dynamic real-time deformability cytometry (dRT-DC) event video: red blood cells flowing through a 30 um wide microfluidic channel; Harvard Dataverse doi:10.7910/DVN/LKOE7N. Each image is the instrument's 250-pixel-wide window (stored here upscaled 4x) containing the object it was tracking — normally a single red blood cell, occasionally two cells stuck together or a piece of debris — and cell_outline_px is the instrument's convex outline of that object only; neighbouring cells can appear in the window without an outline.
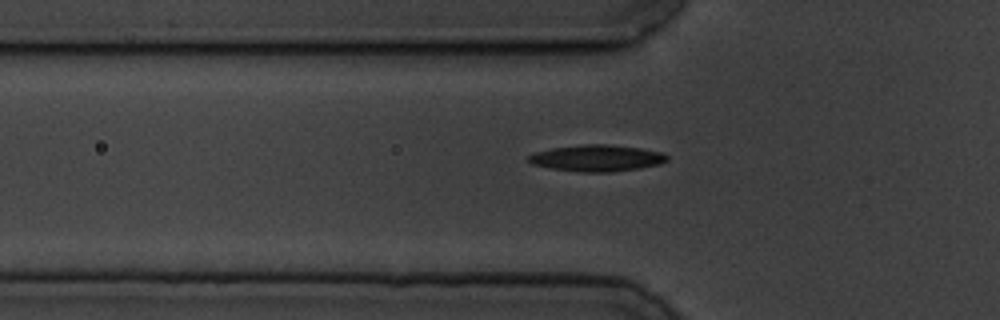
{"species": "common noctule bat (a hibernating species)", "species_latin": "Nyctalus noctula", "temperature_condition": "cold", "stored_images_in_passage": 42, "camera_frame_rate_fps": 3000, "um_per_image_px": 0.085, "animal": {"sex": "male", "body_mass_g": 19.5, "forearm_length_mm": 54.6}, "frame": {"image": 1, "passage_image": 10, "time_ms": 3.0, "image_size_px": [1000, 320], "cell_outline_px": [[668, 160], [660, 164], [640, 168], [612, 172], [580, 172], [552, 168], [532, 164], [528, 160], [528, 156], [536, 152], [552, 148], [584, 144], [608, 144], [640, 148], [664, 152], [668, 156]], "centroid_in_image_um": [50.78, 13.44], "position_along_channel_um": 75.0, "area_um2": 21.39}}
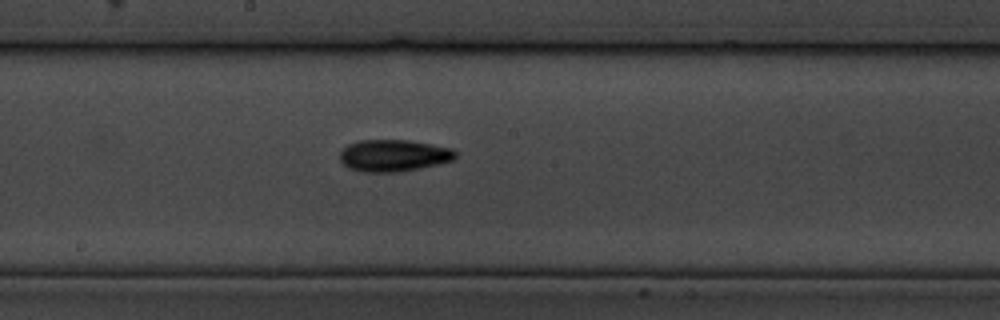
{"frame": {"image": 2, "passage_image": 22, "time_ms": 7.0, "image_size_px": [1000, 320], "cell_outline_px": [[456, 156], [452, 160], [420, 168], [396, 172], [360, 172], [348, 168], [340, 160], [340, 152], [348, 144], [360, 140], [408, 140], [432, 144], [452, 148], [456, 152]], "centroid_in_image_um": [33.43, 13.22], "position_along_channel_um": 214.8, "area_um2": 21.44}}
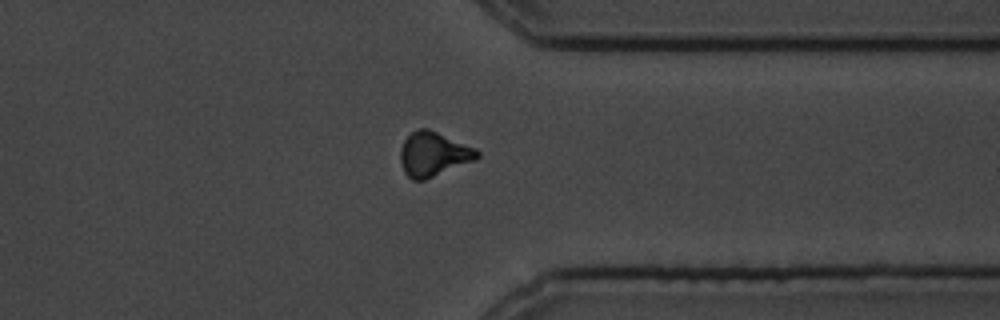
{"frame": {"image": 3, "passage_image": 36, "time_ms": 11.667, "image_size_px": [1000, 320], "cell_outline_px": [[480, 156], [476, 160], [424, 180], [412, 180], [404, 172], [400, 160], [400, 148], [404, 140], [412, 132], [420, 128], [428, 128], [476, 148], [480, 152]], "centroid_in_image_um": [36.85, 13.1], "position_along_channel_um": 374.6, "area_um2": 19.88}}